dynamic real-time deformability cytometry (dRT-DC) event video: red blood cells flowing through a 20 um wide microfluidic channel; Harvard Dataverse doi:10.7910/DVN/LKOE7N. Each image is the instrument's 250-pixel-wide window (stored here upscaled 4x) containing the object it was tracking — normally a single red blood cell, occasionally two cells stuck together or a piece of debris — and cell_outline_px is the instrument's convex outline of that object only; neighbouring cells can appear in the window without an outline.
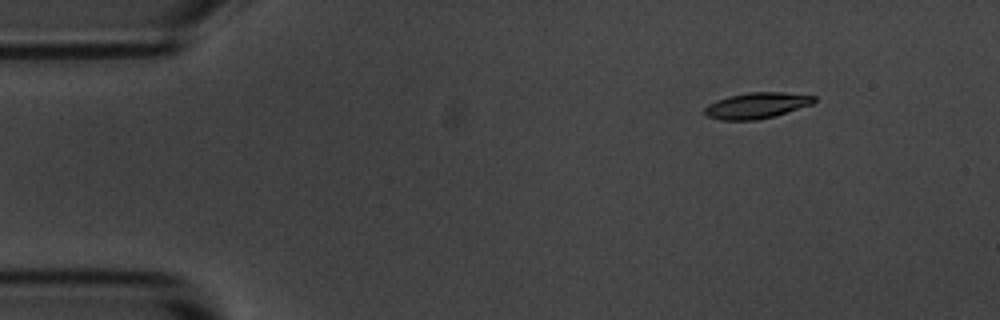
{"species": "common noctule bat (a hibernating species)", "species_latin": "Nyctalus noctula", "temperature_condition": "room temperature", "stored_images_in_passage": 11, "camera_frame_rate_fps": 3000, "um_per_image_px": 0.085, "animal": {"sex": "male", "body_mass_g": 20.1, "forearm_length_mm": 53.5}, "frame": {"image": 1, "passage_image": 2, "time_ms": 2.0, "image_size_px": [1000, 320], "cell_outline_px": [[816, 100], [812, 104], [772, 116], [756, 120], [720, 120], [708, 116], [704, 112], [704, 108], [708, 104], [716, 100], [728, 96], [748, 92], [784, 92], [816, 96]], "centroid_in_image_um": [64.29, 8.95], "position_along_channel_um": 20.7, "area_um2": 16.42}}
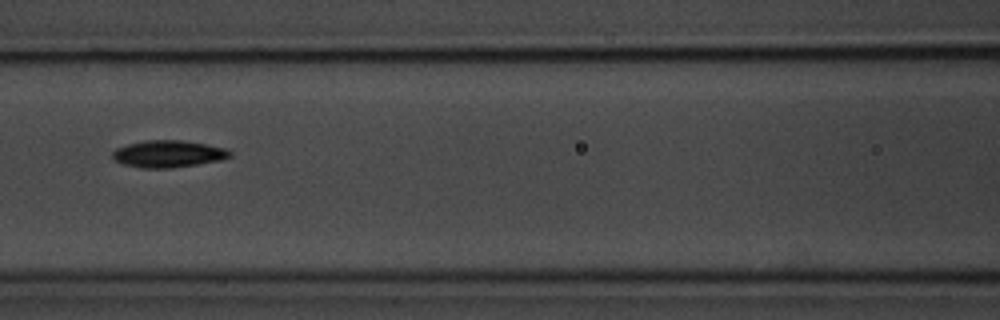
{"frame": {"image": 2, "passage_image": 7, "time_ms": 7.667, "image_size_px": [1000, 320], "cell_outline_px": [[232, 156], [220, 160], [196, 164], [168, 168], [140, 168], [124, 164], [112, 160], [112, 152], [116, 148], [128, 144], [144, 140], [180, 140], [204, 144], [224, 148], [232, 152]], "centroid_in_image_um": [14.25, 13.08], "position_along_channel_um": 152.3, "area_um2": 18.38}}
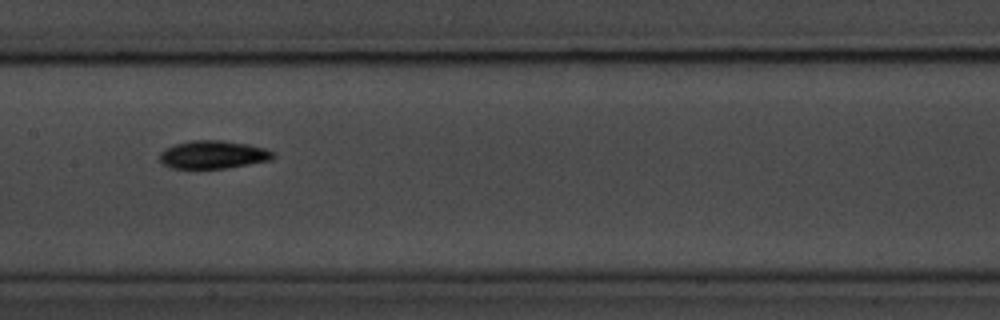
{"frame": {"image": 3, "passage_image": 8, "time_ms": 8.667, "image_size_px": [1000, 320], "cell_outline_px": [[276, 156], [272, 160], [224, 168], [172, 168], [164, 164], [160, 160], [160, 152], [164, 148], [176, 144], [192, 140], [224, 140], [248, 144], [264, 148], [276, 152]], "centroid_in_image_um": [18.15, 13.13], "position_along_channel_um": 189.3, "area_um2": 18.55}}